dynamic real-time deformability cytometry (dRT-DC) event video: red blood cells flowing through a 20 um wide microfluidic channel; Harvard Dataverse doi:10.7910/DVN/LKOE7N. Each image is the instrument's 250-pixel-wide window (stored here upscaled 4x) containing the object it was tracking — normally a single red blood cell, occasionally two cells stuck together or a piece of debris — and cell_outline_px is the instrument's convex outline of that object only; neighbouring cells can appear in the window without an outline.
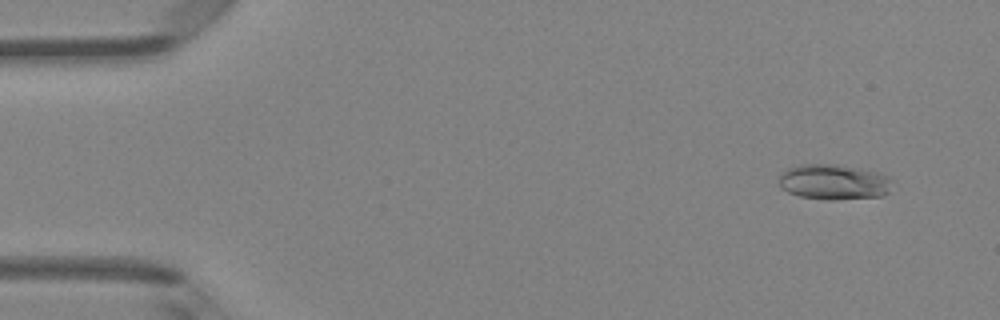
{"species": "Egyptian fruit bat (a non-hibernating species)", "species_latin": "Rousettus aegyptiacus", "temperature_condition": "room temperature", "stored_images_in_passage": 48, "camera_frame_rate_fps": 3000, "um_per_image_px": 0.085, "animal": {"sex": "female"}, "frame": {"image": 1, "passage_image": 4, "time_ms": 1.0, "image_size_px": [1000, 320], "cell_outline_px": [[892, 180], [888, 192], [884, 196], [836, 200], [828, 200], [800, 196], [788, 192], [780, 188], [780, 172], [788, 168], [800, 164], [836, 164], [860, 168], [880, 172], [888, 176]], "centroid_in_image_um": [70.88, 15.46], "position_along_channel_um": 14.1, "area_um2": 23.64}}
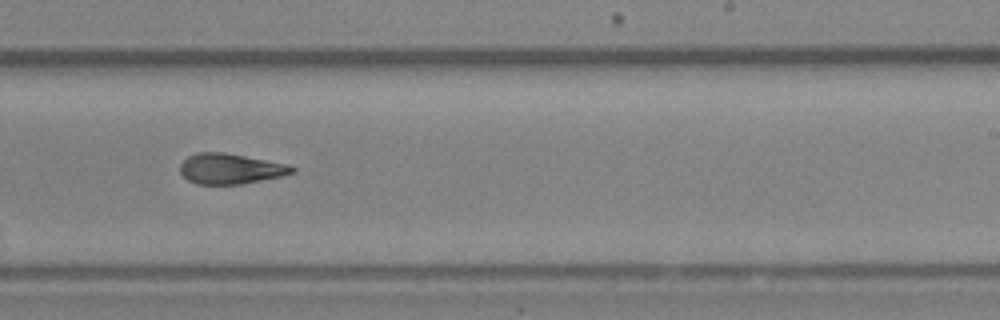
{"frame": {"image": 2, "passage_image": 30, "time_ms": 9.667, "image_size_px": [1000, 320], "cell_outline_px": [[296, 172], [280, 176], [240, 184], [196, 184], [188, 180], [180, 172], [180, 164], [188, 156], [196, 152], [224, 152], [288, 164], [296, 168]], "centroid_in_image_um": [19.57, 14.33], "position_along_channel_um": 269.4, "area_um2": 19.77}}
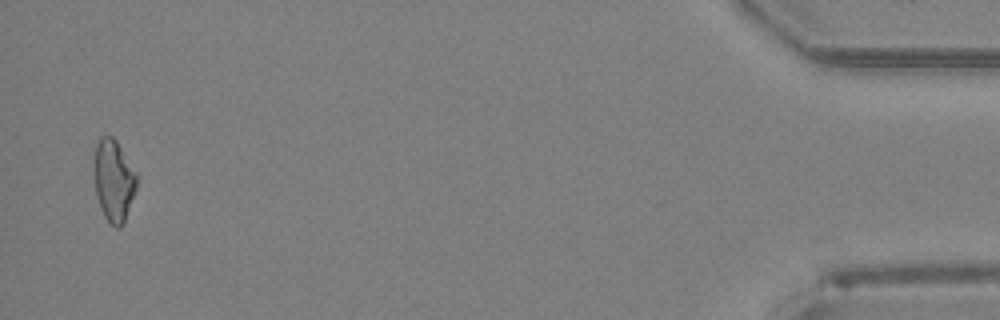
{"frame": {"image": 3, "passage_image": 47, "time_ms": 15.333, "image_size_px": [1000, 320], "cell_outline_px": [[136, 188], [124, 224], [120, 228], [116, 228], [104, 216], [96, 196], [92, 168], [92, 164], [96, 144], [100, 136], [112, 136], [116, 140], [136, 172]], "centroid_in_image_um": [9.63, 15.32], "position_along_channel_um": 425.6, "area_um2": 20.58}, "authors_computed_cell_mechanics": {"area_um2": 20.4901, "velocity_mm_per_s": 4.2734, "shape_relaxation_time_tau1_ms": 3.8984, "shape_relaxation_time_tau2_ms": 2.6655, "deformation_change_tau1": 0.1597, "deformation_change_tau2": 0.1216}}